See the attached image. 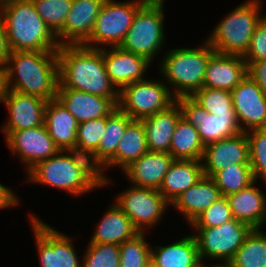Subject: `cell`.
Returning a JSON list of instances; mask_svg holds the SVG:
<instances>
[{
    "mask_svg": "<svg viewBox=\"0 0 266 267\" xmlns=\"http://www.w3.org/2000/svg\"><path fill=\"white\" fill-rule=\"evenodd\" d=\"M58 88H69L110 98L116 105L119 91L112 84L103 60V48L62 45L57 50Z\"/></svg>",
    "mask_w": 266,
    "mask_h": 267,
    "instance_id": "cell-1",
    "label": "cell"
},
{
    "mask_svg": "<svg viewBox=\"0 0 266 267\" xmlns=\"http://www.w3.org/2000/svg\"><path fill=\"white\" fill-rule=\"evenodd\" d=\"M4 74L6 89L46 101L55 99L59 85L57 51L11 52Z\"/></svg>",
    "mask_w": 266,
    "mask_h": 267,
    "instance_id": "cell-2",
    "label": "cell"
},
{
    "mask_svg": "<svg viewBox=\"0 0 266 267\" xmlns=\"http://www.w3.org/2000/svg\"><path fill=\"white\" fill-rule=\"evenodd\" d=\"M8 45L14 51H57L56 35L37 13L32 0H11L0 9Z\"/></svg>",
    "mask_w": 266,
    "mask_h": 267,
    "instance_id": "cell-3",
    "label": "cell"
},
{
    "mask_svg": "<svg viewBox=\"0 0 266 267\" xmlns=\"http://www.w3.org/2000/svg\"><path fill=\"white\" fill-rule=\"evenodd\" d=\"M203 42L197 48L169 49L161 58V78L171 85L175 99L192 97L203 87L209 59L216 53L207 40Z\"/></svg>",
    "mask_w": 266,
    "mask_h": 267,
    "instance_id": "cell-4",
    "label": "cell"
},
{
    "mask_svg": "<svg viewBox=\"0 0 266 267\" xmlns=\"http://www.w3.org/2000/svg\"><path fill=\"white\" fill-rule=\"evenodd\" d=\"M261 3V0H247L225 14L206 38L210 46L220 54L243 56L257 24L265 16L261 14Z\"/></svg>",
    "mask_w": 266,
    "mask_h": 267,
    "instance_id": "cell-5",
    "label": "cell"
},
{
    "mask_svg": "<svg viewBox=\"0 0 266 267\" xmlns=\"http://www.w3.org/2000/svg\"><path fill=\"white\" fill-rule=\"evenodd\" d=\"M165 0H148L136 13L120 45L124 50L153 62L166 43L164 34Z\"/></svg>",
    "mask_w": 266,
    "mask_h": 267,
    "instance_id": "cell-6",
    "label": "cell"
},
{
    "mask_svg": "<svg viewBox=\"0 0 266 267\" xmlns=\"http://www.w3.org/2000/svg\"><path fill=\"white\" fill-rule=\"evenodd\" d=\"M148 0H105L97 16L94 29L83 46L102 49L120 46L129 31L137 11ZM100 46V47H99Z\"/></svg>",
    "mask_w": 266,
    "mask_h": 267,
    "instance_id": "cell-7",
    "label": "cell"
},
{
    "mask_svg": "<svg viewBox=\"0 0 266 267\" xmlns=\"http://www.w3.org/2000/svg\"><path fill=\"white\" fill-rule=\"evenodd\" d=\"M26 175L27 183L62 189L73 197L83 196L97 188L75 166L66 150H59L54 156L38 162Z\"/></svg>",
    "mask_w": 266,
    "mask_h": 267,
    "instance_id": "cell-8",
    "label": "cell"
},
{
    "mask_svg": "<svg viewBox=\"0 0 266 267\" xmlns=\"http://www.w3.org/2000/svg\"><path fill=\"white\" fill-rule=\"evenodd\" d=\"M191 228L196 230L192 235L202 264L205 258L217 260V264H228L252 230L248 224L235 218L220 226Z\"/></svg>",
    "mask_w": 266,
    "mask_h": 267,
    "instance_id": "cell-9",
    "label": "cell"
},
{
    "mask_svg": "<svg viewBox=\"0 0 266 267\" xmlns=\"http://www.w3.org/2000/svg\"><path fill=\"white\" fill-rule=\"evenodd\" d=\"M176 99L163 79H144L119 91L117 108L133 120H142L171 106Z\"/></svg>",
    "mask_w": 266,
    "mask_h": 267,
    "instance_id": "cell-10",
    "label": "cell"
},
{
    "mask_svg": "<svg viewBox=\"0 0 266 267\" xmlns=\"http://www.w3.org/2000/svg\"><path fill=\"white\" fill-rule=\"evenodd\" d=\"M115 203L140 233L156 226L171 204L159 190L131 186L117 195ZM159 221V222H158Z\"/></svg>",
    "mask_w": 266,
    "mask_h": 267,
    "instance_id": "cell-11",
    "label": "cell"
},
{
    "mask_svg": "<svg viewBox=\"0 0 266 267\" xmlns=\"http://www.w3.org/2000/svg\"><path fill=\"white\" fill-rule=\"evenodd\" d=\"M40 267H82L71 237L30 213Z\"/></svg>",
    "mask_w": 266,
    "mask_h": 267,
    "instance_id": "cell-12",
    "label": "cell"
},
{
    "mask_svg": "<svg viewBox=\"0 0 266 267\" xmlns=\"http://www.w3.org/2000/svg\"><path fill=\"white\" fill-rule=\"evenodd\" d=\"M182 117L198 130L204 146L242 132L236 115H213L206 112L192 97L176 99Z\"/></svg>",
    "mask_w": 266,
    "mask_h": 267,
    "instance_id": "cell-13",
    "label": "cell"
},
{
    "mask_svg": "<svg viewBox=\"0 0 266 267\" xmlns=\"http://www.w3.org/2000/svg\"><path fill=\"white\" fill-rule=\"evenodd\" d=\"M5 143L13 156H19L28 172L38 162L54 156L60 149L49 136L45 125L12 132Z\"/></svg>",
    "mask_w": 266,
    "mask_h": 267,
    "instance_id": "cell-14",
    "label": "cell"
},
{
    "mask_svg": "<svg viewBox=\"0 0 266 267\" xmlns=\"http://www.w3.org/2000/svg\"><path fill=\"white\" fill-rule=\"evenodd\" d=\"M231 96L242 132L266 128V95L249 75L231 91Z\"/></svg>",
    "mask_w": 266,
    "mask_h": 267,
    "instance_id": "cell-15",
    "label": "cell"
},
{
    "mask_svg": "<svg viewBox=\"0 0 266 267\" xmlns=\"http://www.w3.org/2000/svg\"><path fill=\"white\" fill-rule=\"evenodd\" d=\"M2 103L9 113L2 127L5 139L12 132L44 124L47 101L43 98L6 89Z\"/></svg>",
    "mask_w": 266,
    "mask_h": 267,
    "instance_id": "cell-16",
    "label": "cell"
},
{
    "mask_svg": "<svg viewBox=\"0 0 266 267\" xmlns=\"http://www.w3.org/2000/svg\"><path fill=\"white\" fill-rule=\"evenodd\" d=\"M204 176L212 177L234 164L250 165L249 141L246 132L223 138L204 148L202 157Z\"/></svg>",
    "mask_w": 266,
    "mask_h": 267,
    "instance_id": "cell-17",
    "label": "cell"
},
{
    "mask_svg": "<svg viewBox=\"0 0 266 267\" xmlns=\"http://www.w3.org/2000/svg\"><path fill=\"white\" fill-rule=\"evenodd\" d=\"M105 0H73L64 28L56 35L62 45H83L90 37Z\"/></svg>",
    "mask_w": 266,
    "mask_h": 267,
    "instance_id": "cell-18",
    "label": "cell"
},
{
    "mask_svg": "<svg viewBox=\"0 0 266 267\" xmlns=\"http://www.w3.org/2000/svg\"><path fill=\"white\" fill-rule=\"evenodd\" d=\"M110 48H103V60L109 79L118 91L131 83L146 79L144 74L151 67L150 61L121 46Z\"/></svg>",
    "mask_w": 266,
    "mask_h": 267,
    "instance_id": "cell-19",
    "label": "cell"
},
{
    "mask_svg": "<svg viewBox=\"0 0 266 267\" xmlns=\"http://www.w3.org/2000/svg\"><path fill=\"white\" fill-rule=\"evenodd\" d=\"M56 98L78 123L107 117L117 108L110 98L69 88H58Z\"/></svg>",
    "mask_w": 266,
    "mask_h": 267,
    "instance_id": "cell-20",
    "label": "cell"
},
{
    "mask_svg": "<svg viewBox=\"0 0 266 267\" xmlns=\"http://www.w3.org/2000/svg\"><path fill=\"white\" fill-rule=\"evenodd\" d=\"M173 161L169 153L148 151L122 172L132 186L159 190Z\"/></svg>",
    "mask_w": 266,
    "mask_h": 267,
    "instance_id": "cell-21",
    "label": "cell"
},
{
    "mask_svg": "<svg viewBox=\"0 0 266 267\" xmlns=\"http://www.w3.org/2000/svg\"><path fill=\"white\" fill-rule=\"evenodd\" d=\"M247 75L240 55L215 53L208 62L203 87L232 91Z\"/></svg>",
    "mask_w": 266,
    "mask_h": 267,
    "instance_id": "cell-22",
    "label": "cell"
},
{
    "mask_svg": "<svg viewBox=\"0 0 266 267\" xmlns=\"http://www.w3.org/2000/svg\"><path fill=\"white\" fill-rule=\"evenodd\" d=\"M256 182L226 197L236 220L252 229H261L266 224V195L255 185Z\"/></svg>",
    "mask_w": 266,
    "mask_h": 267,
    "instance_id": "cell-23",
    "label": "cell"
},
{
    "mask_svg": "<svg viewBox=\"0 0 266 267\" xmlns=\"http://www.w3.org/2000/svg\"><path fill=\"white\" fill-rule=\"evenodd\" d=\"M220 189L211 177L203 176L183 192L171 206L184 216L190 225L199 215L221 198Z\"/></svg>",
    "mask_w": 266,
    "mask_h": 267,
    "instance_id": "cell-24",
    "label": "cell"
},
{
    "mask_svg": "<svg viewBox=\"0 0 266 267\" xmlns=\"http://www.w3.org/2000/svg\"><path fill=\"white\" fill-rule=\"evenodd\" d=\"M181 116V108L175 101L167 109L141 120L149 151L169 153L171 138Z\"/></svg>",
    "mask_w": 266,
    "mask_h": 267,
    "instance_id": "cell-25",
    "label": "cell"
},
{
    "mask_svg": "<svg viewBox=\"0 0 266 267\" xmlns=\"http://www.w3.org/2000/svg\"><path fill=\"white\" fill-rule=\"evenodd\" d=\"M203 176L202 161L174 160L163 178L159 192L172 204Z\"/></svg>",
    "mask_w": 266,
    "mask_h": 267,
    "instance_id": "cell-26",
    "label": "cell"
},
{
    "mask_svg": "<svg viewBox=\"0 0 266 267\" xmlns=\"http://www.w3.org/2000/svg\"><path fill=\"white\" fill-rule=\"evenodd\" d=\"M78 124L57 98L47 101L44 125L60 150H66L76 144Z\"/></svg>",
    "mask_w": 266,
    "mask_h": 267,
    "instance_id": "cell-27",
    "label": "cell"
},
{
    "mask_svg": "<svg viewBox=\"0 0 266 267\" xmlns=\"http://www.w3.org/2000/svg\"><path fill=\"white\" fill-rule=\"evenodd\" d=\"M106 209L104 216L97 223V228L89 243H110L120 245L134 238L140 232L134 227L131 219L113 202Z\"/></svg>",
    "mask_w": 266,
    "mask_h": 267,
    "instance_id": "cell-28",
    "label": "cell"
},
{
    "mask_svg": "<svg viewBox=\"0 0 266 267\" xmlns=\"http://www.w3.org/2000/svg\"><path fill=\"white\" fill-rule=\"evenodd\" d=\"M151 257L161 267H200L202 265L192 234L168 245L151 246Z\"/></svg>",
    "mask_w": 266,
    "mask_h": 267,
    "instance_id": "cell-29",
    "label": "cell"
},
{
    "mask_svg": "<svg viewBox=\"0 0 266 267\" xmlns=\"http://www.w3.org/2000/svg\"><path fill=\"white\" fill-rule=\"evenodd\" d=\"M148 151L145 128L142 121L132 120L125 129L116 154L105 164L106 169L108 171V168L118 166L123 171Z\"/></svg>",
    "mask_w": 266,
    "mask_h": 267,
    "instance_id": "cell-30",
    "label": "cell"
},
{
    "mask_svg": "<svg viewBox=\"0 0 266 267\" xmlns=\"http://www.w3.org/2000/svg\"><path fill=\"white\" fill-rule=\"evenodd\" d=\"M204 148L196 127L182 116L171 138L169 154L174 160H202Z\"/></svg>",
    "mask_w": 266,
    "mask_h": 267,
    "instance_id": "cell-31",
    "label": "cell"
},
{
    "mask_svg": "<svg viewBox=\"0 0 266 267\" xmlns=\"http://www.w3.org/2000/svg\"><path fill=\"white\" fill-rule=\"evenodd\" d=\"M228 266L266 267V233L261 229H252Z\"/></svg>",
    "mask_w": 266,
    "mask_h": 267,
    "instance_id": "cell-32",
    "label": "cell"
},
{
    "mask_svg": "<svg viewBox=\"0 0 266 267\" xmlns=\"http://www.w3.org/2000/svg\"><path fill=\"white\" fill-rule=\"evenodd\" d=\"M75 166L97 188H103L111 182L106 172L105 163L98 157L94 150L81 147L77 144L66 149ZM106 175V176H105Z\"/></svg>",
    "mask_w": 266,
    "mask_h": 267,
    "instance_id": "cell-33",
    "label": "cell"
},
{
    "mask_svg": "<svg viewBox=\"0 0 266 267\" xmlns=\"http://www.w3.org/2000/svg\"><path fill=\"white\" fill-rule=\"evenodd\" d=\"M132 120L118 108L107 116L105 134H103L98 149L95 151L105 164L116 154L125 129Z\"/></svg>",
    "mask_w": 266,
    "mask_h": 267,
    "instance_id": "cell-34",
    "label": "cell"
},
{
    "mask_svg": "<svg viewBox=\"0 0 266 267\" xmlns=\"http://www.w3.org/2000/svg\"><path fill=\"white\" fill-rule=\"evenodd\" d=\"M211 178L220 189L222 196L239 192L255 181L250 165L238 164L216 172Z\"/></svg>",
    "mask_w": 266,
    "mask_h": 267,
    "instance_id": "cell-35",
    "label": "cell"
},
{
    "mask_svg": "<svg viewBox=\"0 0 266 267\" xmlns=\"http://www.w3.org/2000/svg\"><path fill=\"white\" fill-rule=\"evenodd\" d=\"M192 98L208 113L213 115H236L231 91L202 87Z\"/></svg>",
    "mask_w": 266,
    "mask_h": 267,
    "instance_id": "cell-36",
    "label": "cell"
},
{
    "mask_svg": "<svg viewBox=\"0 0 266 267\" xmlns=\"http://www.w3.org/2000/svg\"><path fill=\"white\" fill-rule=\"evenodd\" d=\"M37 13L57 35L63 28L73 0H32Z\"/></svg>",
    "mask_w": 266,
    "mask_h": 267,
    "instance_id": "cell-37",
    "label": "cell"
},
{
    "mask_svg": "<svg viewBox=\"0 0 266 267\" xmlns=\"http://www.w3.org/2000/svg\"><path fill=\"white\" fill-rule=\"evenodd\" d=\"M147 233H139L119 245L120 267H145L151 258V246L146 241Z\"/></svg>",
    "mask_w": 266,
    "mask_h": 267,
    "instance_id": "cell-38",
    "label": "cell"
},
{
    "mask_svg": "<svg viewBox=\"0 0 266 267\" xmlns=\"http://www.w3.org/2000/svg\"><path fill=\"white\" fill-rule=\"evenodd\" d=\"M82 258V267H120L119 245L89 243Z\"/></svg>",
    "mask_w": 266,
    "mask_h": 267,
    "instance_id": "cell-39",
    "label": "cell"
},
{
    "mask_svg": "<svg viewBox=\"0 0 266 267\" xmlns=\"http://www.w3.org/2000/svg\"><path fill=\"white\" fill-rule=\"evenodd\" d=\"M246 135L253 178L255 181L262 178L266 183V128L249 130Z\"/></svg>",
    "mask_w": 266,
    "mask_h": 267,
    "instance_id": "cell-40",
    "label": "cell"
},
{
    "mask_svg": "<svg viewBox=\"0 0 266 267\" xmlns=\"http://www.w3.org/2000/svg\"><path fill=\"white\" fill-rule=\"evenodd\" d=\"M234 219L226 196L215 201L208 209L199 215L191 227H215Z\"/></svg>",
    "mask_w": 266,
    "mask_h": 267,
    "instance_id": "cell-41",
    "label": "cell"
},
{
    "mask_svg": "<svg viewBox=\"0 0 266 267\" xmlns=\"http://www.w3.org/2000/svg\"><path fill=\"white\" fill-rule=\"evenodd\" d=\"M107 117H101L78 124L76 144L96 151L105 134Z\"/></svg>",
    "mask_w": 266,
    "mask_h": 267,
    "instance_id": "cell-42",
    "label": "cell"
},
{
    "mask_svg": "<svg viewBox=\"0 0 266 267\" xmlns=\"http://www.w3.org/2000/svg\"><path fill=\"white\" fill-rule=\"evenodd\" d=\"M246 65L266 59V15L257 24L248 50L242 56Z\"/></svg>",
    "mask_w": 266,
    "mask_h": 267,
    "instance_id": "cell-43",
    "label": "cell"
},
{
    "mask_svg": "<svg viewBox=\"0 0 266 267\" xmlns=\"http://www.w3.org/2000/svg\"><path fill=\"white\" fill-rule=\"evenodd\" d=\"M249 75L266 95V59L254 61L247 66Z\"/></svg>",
    "mask_w": 266,
    "mask_h": 267,
    "instance_id": "cell-44",
    "label": "cell"
},
{
    "mask_svg": "<svg viewBox=\"0 0 266 267\" xmlns=\"http://www.w3.org/2000/svg\"><path fill=\"white\" fill-rule=\"evenodd\" d=\"M20 197H18L15 192L0 183V209L12 208L14 206H19Z\"/></svg>",
    "mask_w": 266,
    "mask_h": 267,
    "instance_id": "cell-45",
    "label": "cell"
},
{
    "mask_svg": "<svg viewBox=\"0 0 266 267\" xmlns=\"http://www.w3.org/2000/svg\"><path fill=\"white\" fill-rule=\"evenodd\" d=\"M10 53L5 26L0 16V69L4 70L6 68Z\"/></svg>",
    "mask_w": 266,
    "mask_h": 267,
    "instance_id": "cell-46",
    "label": "cell"
},
{
    "mask_svg": "<svg viewBox=\"0 0 266 267\" xmlns=\"http://www.w3.org/2000/svg\"><path fill=\"white\" fill-rule=\"evenodd\" d=\"M5 92H6L5 74L4 70L0 69V103L3 102Z\"/></svg>",
    "mask_w": 266,
    "mask_h": 267,
    "instance_id": "cell-47",
    "label": "cell"
},
{
    "mask_svg": "<svg viewBox=\"0 0 266 267\" xmlns=\"http://www.w3.org/2000/svg\"><path fill=\"white\" fill-rule=\"evenodd\" d=\"M145 267H161L152 257L146 262Z\"/></svg>",
    "mask_w": 266,
    "mask_h": 267,
    "instance_id": "cell-48",
    "label": "cell"
},
{
    "mask_svg": "<svg viewBox=\"0 0 266 267\" xmlns=\"http://www.w3.org/2000/svg\"><path fill=\"white\" fill-rule=\"evenodd\" d=\"M205 264L207 263H203L200 267H229L228 264H216L215 263L214 265H212L209 263V266Z\"/></svg>",
    "mask_w": 266,
    "mask_h": 267,
    "instance_id": "cell-49",
    "label": "cell"
},
{
    "mask_svg": "<svg viewBox=\"0 0 266 267\" xmlns=\"http://www.w3.org/2000/svg\"><path fill=\"white\" fill-rule=\"evenodd\" d=\"M11 0H0V9L5 7Z\"/></svg>",
    "mask_w": 266,
    "mask_h": 267,
    "instance_id": "cell-50",
    "label": "cell"
}]
</instances>
